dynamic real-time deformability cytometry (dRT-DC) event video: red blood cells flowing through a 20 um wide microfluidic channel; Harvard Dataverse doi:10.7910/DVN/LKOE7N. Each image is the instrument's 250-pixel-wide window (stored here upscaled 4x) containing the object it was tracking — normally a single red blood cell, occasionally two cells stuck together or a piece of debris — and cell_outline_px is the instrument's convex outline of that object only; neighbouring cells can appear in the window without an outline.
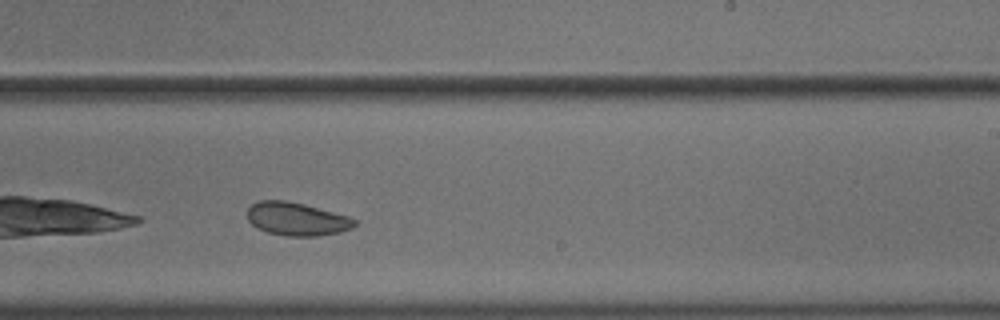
{"species": "common noctule bat (a hibernating species)", "species_latin": "Nyctalus noctula", "temperature_condition": "cold", "stored_images_in_passage": 38, "camera_frame_rate_fps": 3000, "um_per_image_px": 0.085, "animal": {"sex": "male", "body_mass_g": 18.8}, "frame": {"image": 1, "passage_image": 17, "time_ms": 5.333, "image_size_px": [1000, 320], "cell_outline_px": [[356, 224], [352, 228], [340, 232], [316, 236], [284, 236], [268, 232], [256, 228], [248, 220], [248, 208], [252, 204], [260, 200], [284, 200], [304, 204], [348, 216], [356, 220]], "centroid_in_image_um": [25.21, 18.62], "position_along_channel_um": 263.8, "area_um2": 20.69}, "authors_computed_cell_mechanics": {"area_um2": 21.675, "velocity_mm_per_s": 3.5934, "shape_relaxation_time_tau1_ms": null, "shape_relaxation_time_tau2_ms": 2.2895, "deformation_change_tau1": null, "deformation_change_tau2": 0.0761}}